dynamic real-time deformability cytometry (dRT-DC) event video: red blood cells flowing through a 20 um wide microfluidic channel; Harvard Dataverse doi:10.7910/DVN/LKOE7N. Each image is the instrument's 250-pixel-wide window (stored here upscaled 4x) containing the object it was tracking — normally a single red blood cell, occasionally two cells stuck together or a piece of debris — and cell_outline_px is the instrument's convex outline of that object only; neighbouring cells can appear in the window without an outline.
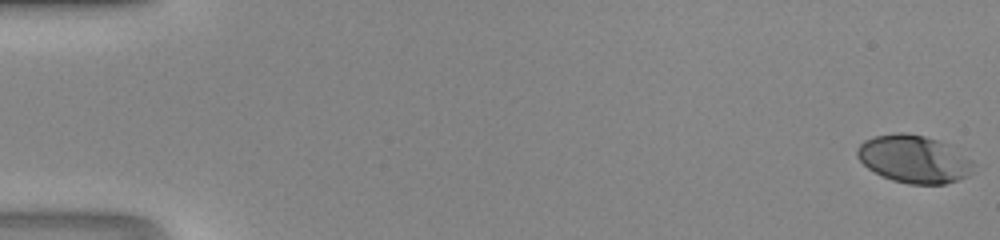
{"species": "human", "species_latin": "Homo sapiens", "temperature_condition": "room temperature", "stored_images_in_passage": 49, "camera_frame_rate_fps": 3000, "um_per_image_px": 0.085, "donor": {"sex": "male"}, "frame": {"image": 1, "passage_image": 1, "time_ms": 0.0, "image_size_px": [1000, 240], "cell_outline_px": [[972, 164], [964, 176], [956, 180], [944, 184], [908, 184], [892, 180], [868, 168], [856, 156], [856, 148], [864, 140], [872, 136], [896, 132], [904, 132], [924, 136], [948, 144], [968, 160]], "centroid_in_image_um": [77.56, 13.5], "position_along_channel_um": 7.4, "area_um2": 31.56}}
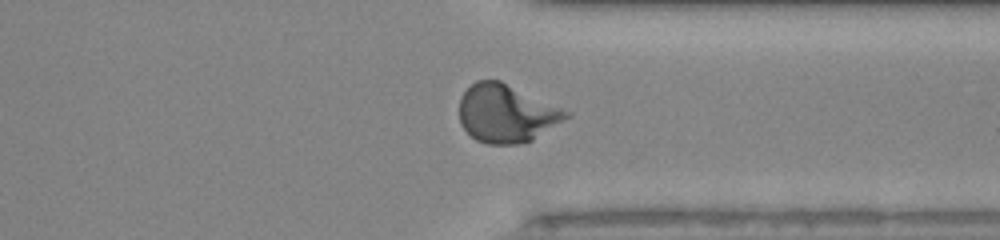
{"frame": {"image": 2, "passage_image": 38, "time_ms": 12.333, "image_size_px": [1000, 240], "cell_outline_px": [[572, 116], [532, 140], [520, 144], [488, 144], [476, 140], [460, 124], [460, 96], [476, 80], [500, 80], [572, 112]], "centroid_in_image_um": [43.07, 9.64], "position_along_channel_um": 368.3, "area_um2": 36.18}}
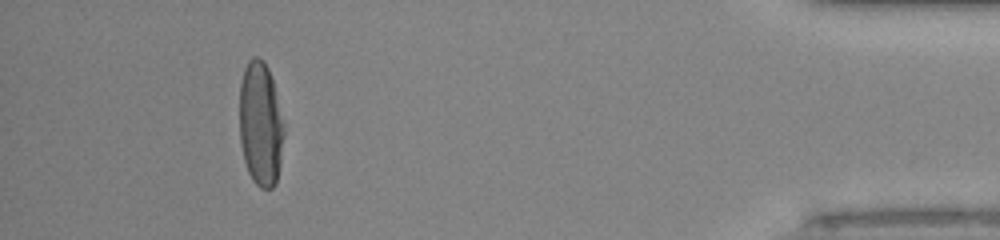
{"frame": {"image": 3, "passage_image": 45, "time_ms": 14.667, "image_size_px": [1000, 240], "cell_outline_px": [[284, 136], [280, 164], [276, 184], [272, 188], [260, 188], [252, 180], [248, 172], [244, 160], [240, 140], [240, 84], [244, 68], [248, 60], [252, 56], [256, 56], [264, 60], [268, 68], [272, 80], [284, 124]], "centroid_in_image_um": [22.14, 10.55], "position_along_channel_um": 413.1, "area_um2": 32.37}}